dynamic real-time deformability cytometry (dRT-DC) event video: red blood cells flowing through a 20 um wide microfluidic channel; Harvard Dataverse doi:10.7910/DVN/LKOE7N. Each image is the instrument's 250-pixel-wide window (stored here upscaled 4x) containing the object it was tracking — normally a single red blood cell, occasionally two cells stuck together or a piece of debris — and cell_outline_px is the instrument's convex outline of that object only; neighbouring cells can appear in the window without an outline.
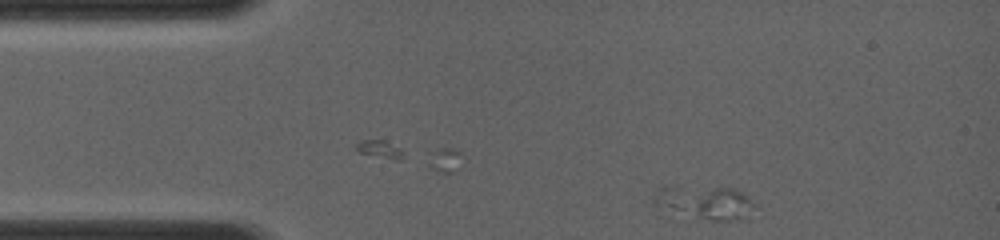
{"species": "common noctule bat (a hibernating species)", "species_latin": "Nyctalus noctula", "temperature_condition": "room temperature", "stored_images_in_passage": 35, "camera_frame_rate_fps": 4000, "um_per_image_px": 0.085, "animal": {"sex": "female", "body_mass_g": 19.0, "forearm_length_mm": 56.7}, "frame": {"image": 1, "passage_image": 1, "time_ms": 0.0, "image_size_px": [1000, 240], "cell_outline_px": [[752, 220], [720, 220], [700, 216], [652, 204], [652, 200], [660, 184], [736, 188], [748, 196], [752, 204]], "centroid_in_image_um": [59.96, 17.13], "position_along_channel_um": 25.0, "area_um2": 19.54}}